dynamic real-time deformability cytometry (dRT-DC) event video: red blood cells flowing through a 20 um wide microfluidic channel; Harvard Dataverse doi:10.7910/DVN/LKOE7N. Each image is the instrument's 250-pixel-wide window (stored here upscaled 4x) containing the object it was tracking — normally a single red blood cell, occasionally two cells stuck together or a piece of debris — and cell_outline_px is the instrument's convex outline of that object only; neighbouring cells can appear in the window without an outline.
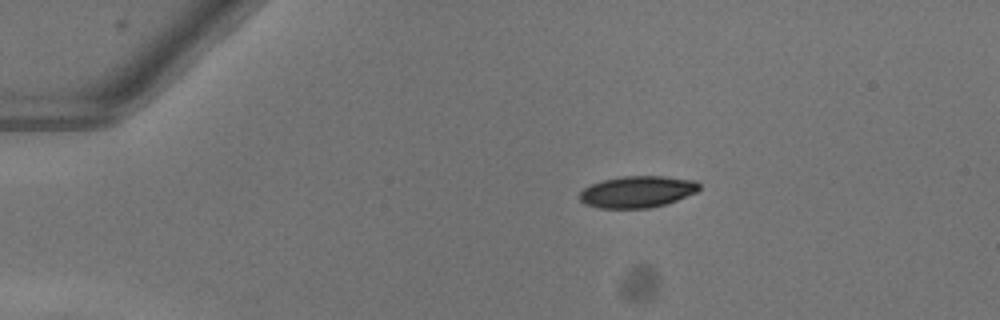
{"species": "common noctule bat (a hibernating species)", "species_latin": "Nyctalus noctula", "temperature_condition": "warm", "stored_images_in_passage": 43, "camera_frame_rate_fps": 3000, "um_per_image_px": 0.085, "animal": {"sex": "female"}, "frame": {"image": 1, "passage_image": 1, "time_ms": 0.0, "image_size_px": [1000, 320], "cell_outline_px": [[700, 188], [696, 192], [676, 200], [664, 204], [648, 208], [600, 208], [584, 204], [580, 200], [580, 192], [584, 188], [592, 184], [604, 180], [624, 176], [664, 176], [696, 180], [700, 184]], "centroid_in_image_um": [54.18, 16.3], "position_along_channel_um": 30.8, "area_um2": 21.91}}
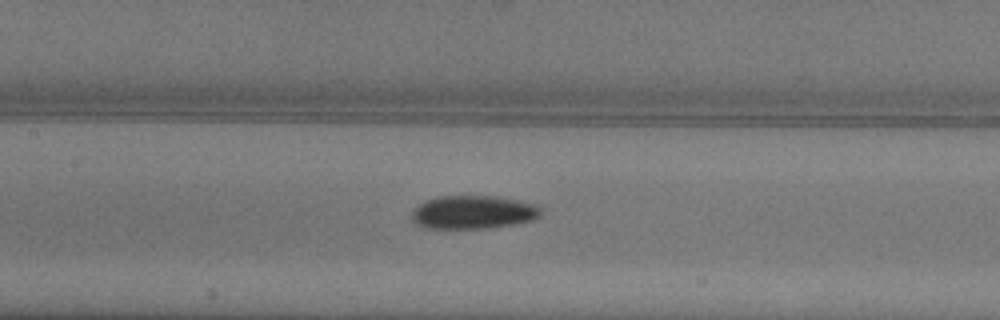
{"frame": {"image": 2, "passage_image": 16, "time_ms": 5.0, "image_size_px": [1000, 320], "cell_outline_px": [[540, 216], [532, 220], [512, 224], [488, 228], [424, 228], [416, 224], [412, 220], [412, 212], [424, 200], [436, 196], [496, 196], [540, 204]], "centroid_in_image_um": [40.22, 18.03], "position_along_channel_um": 167.2, "area_um2": 25.2}}
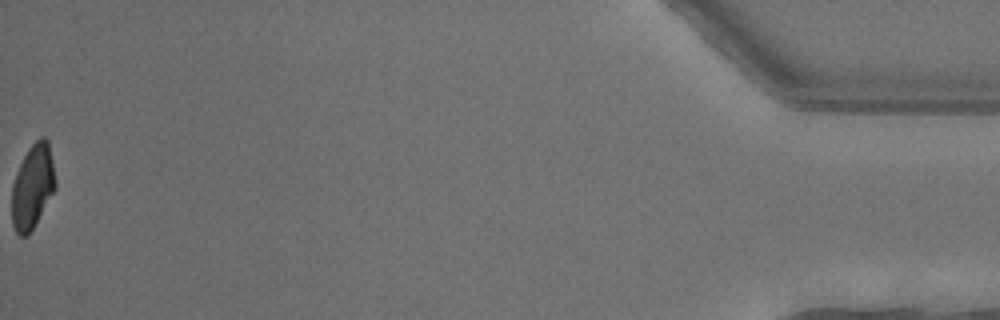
{"frame": {"image": 3, "passage_image": 43, "time_ms": 14.0, "image_size_px": [1000, 320], "cell_outline_px": [[56, 188], [28, 236], [20, 236], [16, 232], [12, 224], [12, 184], [16, 172], [28, 148], [40, 136], [44, 136], [48, 140], [56, 184]], "centroid_in_image_um": [2.76, 15.85], "position_along_channel_um": 432.4, "area_um2": 21.27}, "authors_computed_cell_mechanics": {"area_um2": 23.8714, "velocity_mm_per_s": 4.0455, "shape_relaxation_time_tau1_ms": 3.7168, "shape_relaxation_time_tau2_ms": 5.4258, "deformation_change_tau1": 0.1484, "deformation_change_tau2": 0.0756}}